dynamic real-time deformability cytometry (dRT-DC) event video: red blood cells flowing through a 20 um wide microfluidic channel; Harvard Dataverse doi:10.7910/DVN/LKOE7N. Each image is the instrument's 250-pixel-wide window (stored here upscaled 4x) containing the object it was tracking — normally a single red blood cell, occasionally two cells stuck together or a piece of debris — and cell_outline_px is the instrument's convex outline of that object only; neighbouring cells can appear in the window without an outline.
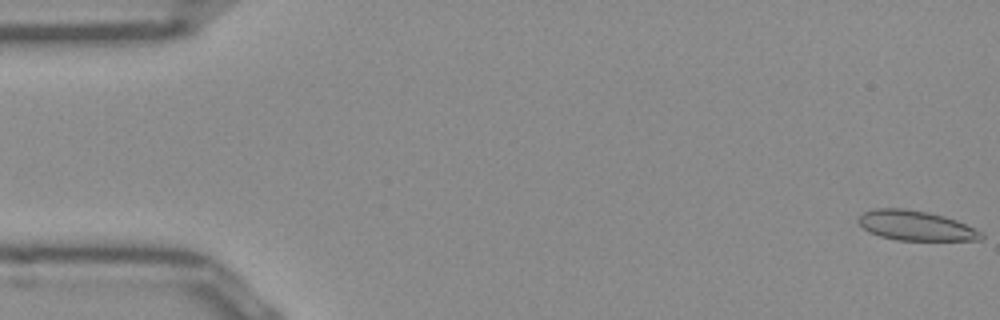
{"species": "Egyptian fruit bat (a non-hibernating species)", "species_latin": "Rousettus aegyptiacus", "temperature_condition": "room temperature", "stored_images_in_passage": 53, "segment_of_instrument_passage": [1, 2], "camera_frame_rate_fps": 3000, "um_per_image_px": 0.085, "frame": {"image": 1, "passage_image": 1, "time_ms": 0.0, "image_size_px": [1000, 320], "cell_outline_px": [[984, 236], [980, 240], [896, 240], [880, 236], [868, 232], [856, 220], [864, 212], [876, 208], [904, 208], [928, 212], [944, 216], [956, 220], [980, 232]], "centroid_in_image_um": [77.79, 19.17], "position_along_channel_um": 7.2, "area_um2": 21.15}}
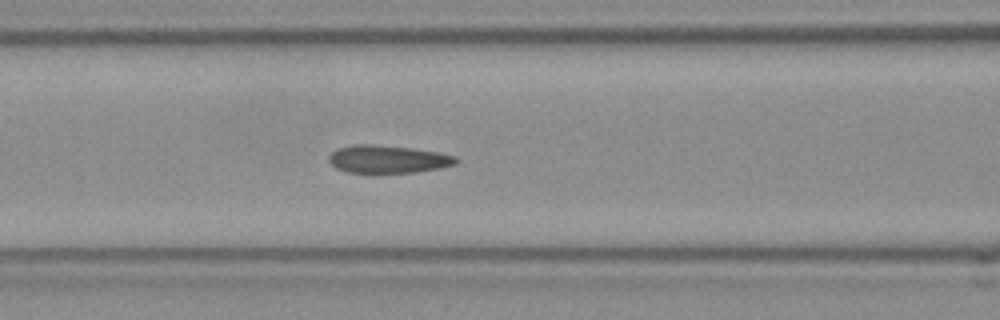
{"frame": {"image": 2, "passage_image": 21, "time_ms": 6.667, "image_size_px": [1000, 320], "cell_outline_px": [[460, 160], [456, 164], [440, 168], [416, 172], [344, 172], [336, 168], [328, 160], [328, 156], [332, 152], [340, 148], [352, 144], [372, 144], [412, 148], [440, 152], [456, 156]], "centroid_in_image_um": [33.0, 13.52], "position_along_channel_um": 133.6, "area_um2": 20.63}}
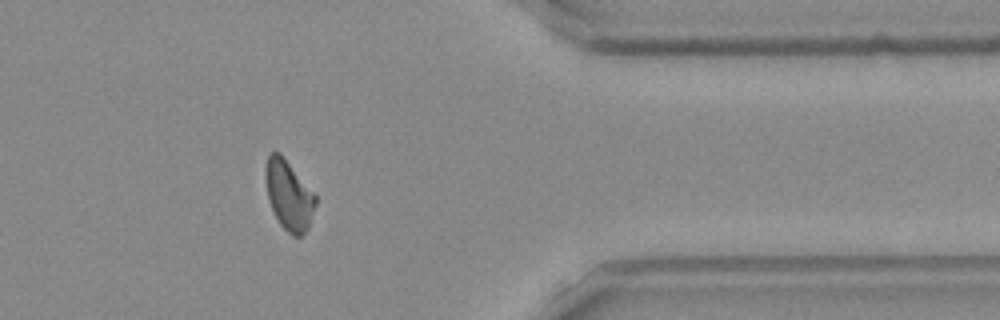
{"frame": {"image": 3, "passage_image": 42, "time_ms": 13.667, "image_size_px": [1000, 320], "cell_outline_px": [[316, 204], [308, 228], [300, 236], [292, 236], [280, 224], [268, 200], [264, 176], [264, 168], [268, 152], [280, 152], [316, 196]], "centroid_in_image_um": [24.51, 16.56], "position_along_channel_um": 386.9, "area_um2": 20.23}}